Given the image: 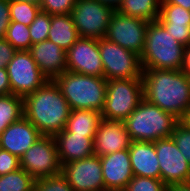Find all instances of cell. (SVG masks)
<instances>
[{
	"mask_svg": "<svg viewBox=\"0 0 190 191\" xmlns=\"http://www.w3.org/2000/svg\"><path fill=\"white\" fill-rule=\"evenodd\" d=\"M143 94L179 120L190 106V78L181 70L142 69Z\"/></svg>",
	"mask_w": 190,
	"mask_h": 191,
	"instance_id": "6da1fadb",
	"label": "cell"
},
{
	"mask_svg": "<svg viewBox=\"0 0 190 191\" xmlns=\"http://www.w3.org/2000/svg\"><path fill=\"white\" fill-rule=\"evenodd\" d=\"M71 108L54 80L23 98L24 116L42 135L54 136L65 129Z\"/></svg>",
	"mask_w": 190,
	"mask_h": 191,
	"instance_id": "7a4b0ae2",
	"label": "cell"
},
{
	"mask_svg": "<svg viewBox=\"0 0 190 191\" xmlns=\"http://www.w3.org/2000/svg\"><path fill=\"white\" fill-rule=\"evenodd\" d=\"M185 46L158 21L149 22L145 46L140 56L142 69L181 70Z\"/></svg>",
	"mask_w": 190,
	"mask_h": 191,
	"instance_id": "3957f363",
	"label": "cell"
},
{
	"mask_svg": "<svg viewBox=\"0 0 190 191\" xmlns=\"http://www.w3.org/2000/svg\"><path fill=\"white\" fill-rule=\"evenodd\" d=\"M54 81L71 110L102 111L107 91V80L104 77L65 71Z\"/></svg>",
	"mask_w": 190,
	"mask_h": 191,
	"instance_id": "277c9868",
	"label": "cell"
},
{
	"mask_svg": "<svg viewBox=\"0 0 190 191\" xmlns=\"http://www.w3.org/2000/svg\"><path fill=\"white\" fill-rule=\"evenodd\" d=\"M180 120L143 98L134 111L124 120L132 141L155 142L171 137Z\"/></svg>",
	"mask_w": 190,
	"mask_h": 191,
	"instance_id": "5b68a950",
	"label": "cell"
},
{
	"mask_svg": "<svg viewBox=\"0 0 190 191\" xmlns=\"http://www.w3.org/2000/svg\"><path fill=\"white\" fill-rule=\"evenodd\" d=\"M144 98L142 79H112L107 81L102 118L124 121Z\"/></svg>",
	"mask_w": 190,
	"mask_h": 191,
	"instance_id": "8992f818",
	"label": "cell"
},
{
	"mask_svg": "<svg viewBox=\"0 0 190 191\" xmlns=\"http://www.w3.org/2000/svg\"><path fill=\"white\" fill-rule=\"evenodd\" d=\"M99 51L103 64V77L112 79H142L140 56L111 42L99 39Z\"/></svg>",
	"mask_w": 190,
	"mask_h": 191,
	"instance_id": "52a82bcc",
	"label": "cell"
},
{
	"mask_svg": "<svg viewBox=\"0 0 190 191\" xmlns=\"http://www.w3.org/2000/svg\"><path fill=\"white\" fill-rule=\"evenodd\" d=\"M20 166L35 180L61 173V162L54 136L42 135L20 157Z\"/></svg>",
	"mask_w": 190,
	"mask_h": 191,
	"instance_id": "ba28073f",
	"label": "cell"
},
{
	"mask_svg": "<svg viewBox=\"0 0 190 191\" xmlns=\"http://www.w3.org/2000/svg\"><path fill=\"white\" fill-rule=\"evenodd\" d=\"M114 11L97 0H77L70 14L80 37L101 39Z\"/></svg>",
	"mask_w": 190,
	"mask_h": 191,
	"instance_id": "9c48e42d",
	"label": "cell"
},
{
	"mask_svg": "<svg viewBox=\"0 0 190 191\" xmlns=\"http://www.w3.org/2000/svg\"><path fill=\"white\" fill-rule=\"evenodd\" d=\"M6 69L11 94L23 98L38 90L48 80L41 73L28 50L16 51Z\"/></svg>",
	"mask_w": 190,
	"mask_h": 191,
	"instance_id": "30bf717a",
	"label": "cell"
},
{
	"mask_svg": "<svg viewBox=\"0 0 190 191\" xmlns=\"http://www.w3.org/2000/svg\"><path fill=\"white\" fill-rule=\"evenodd\" d=\"M148 26L145 20L115 10L104 38L141 56Z\"/></svg>",
	"mask_w": 190,
	"mask_h": 191,
	"instance_id": "8fae6325",
	"label": "cell"
},
{
	"mask_svg": "<svg viewBox=\"0 0 190 191\" xmlns=\"http://www.w3.org/2000/svg\"><path fill=\"white\" fill-rule=\"evenodd\" d=\"M155 150L160 166V179L167 187L190 181V165L172 137L155 141Z\"/></svg>",
	"mask_w": 190,
	"mask_h": 191,
	"instance_id": "7c38bea8",
	"label": "cell"
},
{
	"mask_svg": "<svg viewBox=\"0 0 190 191\" xmlns=\"http://www.w3.org/2000/svg\"><path fill=\"white\" fill-rule=\"evenodd\" d=\"M61 174L74 191H107L100 156L96 154L62 165Z\"/></svg>",
	"mask_w": 190,
	"mask_h": 191,
	"instance_id": "4fadbf2b",
	"label": "cell"
},
{
	"mask_svg": "<svg viewBox=\"0 0 190 191\" xmlns=\"http://www.w3.org/2000/svg\"><path fill=\"white\" fill-rule=\"evenodd\" d=\"M67 71L103 77L99 39L79 37L66 51Z\"/></svg>",
	"mask_w": 190,
	"mask_h": 191,
	"instance_id": "5bb4252c",
	"label": "cell"
},
{
	"mask_svg": "<svg viewBox=\"0 0 190 191\" xmlns=\"http://www.w3.org/2000/svg\"><path fill=\"white\" fill-rule=\"evenodd\" d=\"M94 154L103 156L129 149L131 138L124 121L102 118L94 136Z\"/></svg>",
	"mask_w": 190,
	"mask_h": 191,
	"instance_id": "9a60e30c",
	"label": "cell"
},
{
	"mask_svg": "<svg viewBox=\"0 0 190 191\" xmlns=\"http://www.w3.org/2000/svg\"><path fill=\"white\" fill-rule=\"evenodd\" d=\"M100 162L107 191H123L134 177L128 149L100 156Z\"/></svg>",
	"mask_w": 190,
	"mask_h": 191,
	"instance_id": "2e32d148",
	"label": "cell"
},
{
	"mask_svg": "<svg viewBox=\"0 0 190 191\" xmlns=\"http://www.w3.org/2000/svg\"><path fill=\"white\" fill-rule=\"evenodd\" d=\"M42 134L25 117L10 124L0 135V148L21 157Z\"/></svg>",
	"mask_w": 190,
	"mask_h": 191,
	"instance_id": "e0dca14e",
	"label": "cell"
},
{
	"mask_svg": "<svg viewBox=\"0 0 190 191\" xmlns=\"http://www.w3.org/2000/svg\"><path fill=\"white\" fill-rule=\"evenodd\" d=\"M41 73L54 80L67 71L66 51L50 40L32 44L28 50Z\"/></svg>",
	"mask_w": 190,
	"mask_h": 191,
	"instance_id": "ac0fdd59",
	"label": "cell"
},
{
	"mask_svg": "<svg viewBox=\"0 0 190 191\" xmlns=\"http://www.w3.org/2000/svg\"><path fill=\"white\" fill-rule=\"evenodd\" d=\"M61 165L94 155V136L61 132L54 135Z\"/></svg>",
	"mask_w": 190,
	"mask_h": 191,
	"instance_id": "d6986e66",
	"label": "cell"
},
{
	"mask_svg": "<svg viewBox=\"0 0 190 191\" xmlns=\"http://www.w3.org/2000/svg\"><path fill=\"white\" fill-rule=\"evenodd\" d=\"M128 150L134 176L160 179L155 142L132 141Z\"/></svg>",
	"mask_w": 190,
	"mask_h": 191,
	"instance_id": "ffe728a7",
	"label": "cell"
},
{
	"mask_svg": "<svg viewBox=\"0 0 190 191\" xmlns=\"http://www.w3.org/2000/svg\"><path fill=\"white\" fill-rule=\"evenodd\" d=\"M183 46L190 45V11L174 4H161L157 19Z\"/></svg>",
	"mask_w": 190,
	"mask_h": 191,
	"instance_id": "44dd1931",
	"label": "cell"
},
{
	"mask_svg": "<svg viewBox=\"0 0 190 191\" xmlns=\"http://www.w3.org/2000/svg\"><path fill=\"white\" fill-rule=\"evenodd\" d=\"M79 37L71 14L51 15L48 40L67 51Z\"/></svg>",
	"mask_w": 190,
	"mask_h": 191,
	"instance_id": "7402d4cb",
	"label": "cell"
},
{
	"mask_svg": "<svg viewBox=\"0 0 190 191\" xmlns=\"http://www.w3.org/2000/svg\"><path fill=\"white\" fill-rule=\"evenodd\" d=\"M101 119L99 111L71 110L64 130L84 136H95Z\"/></svg>",
	"mask_w": 190,
	"mask_h": 191,
	"instance_id": "603a6c76",
	"label": "cell"
},
{
	"mask_svg": "<svg viewBox=\"0 0 190 191\" xmlns=\"http://www.w3.org/2000/svg\"><path fill=\"white\" fill-rule=\"evenodd\" d=\"M160 7L161 0H123L117 11L151 22L158 19Z\"/></svg>",
	"mask_w": 190,
	"mask_h": 191,
	"instance_id": "cb8c5ba5",
	"label": "cell"
},
{
	"mask_svg": "<svg viewBox=\"0 0 190 191\" xmlns=\"http://www.w3.org/2000/svg\"><path fill=\"white\" fill-rule=\"evenodd\" d=\"M22 116H24L23 97L14 94L0 96V135Z\"/></svg>",
	"mask_w": 190,
	"mask_h": 191,
	"instance_id": "d4e9b609",
	"label": "cell"
},
{
	"mask_svg": "<svg viewBox=\"0 0 190 191\" xmlns=\"http://www.w3.org/2000/svg\"><path fill=\"white\" fill-rule=\"evenodd\" d=\"M35 179L24 169L0 176V191H34Z\"/></svg>",
	"mask_w": 190,
	"mask_h": 191,
	"instance_id": "484cf974",
	"label": "cell"
},
{
	"mask_svg": "<svg viewBox=\"0 0 190 191\" xmlns=\"http://www.w3.org/2000/svg\"><path fill=\"white\" fill-rule=\"evenodd\" d=\"M5 39L17 50H29L32 45L29 26L10 22L6 27Z\"/></svg>",
	"mask_w": 190,
	"mask_h": 191,
	"instance_id": "4316f807",
	"label": "cell"
},
{
	"mask_svg": "<svg viewBox=\"0 0 190 191\" xmlns=\"http://www.w3.org/2000/svg\"><path fill=\"white\" fill-rule=\"evenodd\" d=\"M11 22L29 26L41 11L39 3L9 1Z\"/></svg>",
	"mask_w": 190,
	"mask_h": 191,
	"instance_id": "83f0119b",
	"label": "cell"
},
{
	"mask_svg": "<svg viewBox=\"0 0 190 191\" xmlns=\"http://www.w3.org/2000/svg\"><path fill=\"white\" fill-rule=\"evenodd\" d=\"M51 24V15L40 11L35 20L29 25L32 44L48 39V32Z\"/></svg>",
	"mask_w": 190,
	"mask_h": 191,
	"instance_id": "f1b7e54d",
	"label": "cell"
},
{
	"mask_svg": "<svg viewBox=\"0 0 190 191\" xmlns=\"http://www.w3.org/2000/svg\"><path fill=\"white\" fill-rule=\"evenodd\" d=\"M123 191H167V186L161 179L134 176Z\"/></svg>",
	"mask_w": 190,
	"mask_h": 191,
	"instance_id": "f546056e",
	"label": "cell"
},
{
	"mask_svg": "<svg viewBox=\"0 0 190 191\" xmlns=\"http://www.w3.org/2000/svg\"><path fill=\"white\" fill-rule=\"evenodd\" d=\"M34 191H74L61 174L35 180Z\"/></svg>",
	"mask_w": 190,
	"mask_h": 191,
	"instance_id": "4dcf8cb0",
	"label": "cell"
},
{
	"mask_svg": "<svg viewBox=\"0 0 190 191\" xmlns=\"http://www.w3.org/2000/svg\"><path fill=\"white\" fill-rule=\"evenodd\" d=\"M171 137L190 165V129L179 122Z\"/></svg>",
	"mask_w": 190,
	"mask_h": 191,
	"instance_id": "1f68e13d",
	"label": "cell"
},
{
	"mask_svg": "<svg viewBox=\"0 0 190 191\" xmlns=\"http://www.w3.org/2000/svg\"><path fill=\"white\" fill-rule=\"evenodd\" d=\"M77 0H40L41 11L50 15L70 14Z\"/></svg>",
	"mask_w": 190,
	"mask_h": 191,
	"instance_id": "d6a6232c",
	"label": "cell"
},
{
	"mask_svg": "<svg viewBox=\"0 0 190 191\" xmlns=\"http://www.w3.org/2000/svg\"><path fill=\"white\" fill-rule=\"evenodd\" d=\"M20 168V158L0 148V176Z\"/></svg>",
	"mask_w": 190,
	"mask_h": 191,
	"instance_id": "836d02e7",
	"label": "cell"
},
{
	"mask_svg": "<svg viewBox=\"0 0 190 191\" xmlns=\"http://www.w3.org/2000/svg\"><path fill=\"white\" fill-rule=\"evenodd\" d=\"M17 50L4 38L0 40V68H6Z\"/></svg>",
	"mask_w": 190,
	"mask_h": 191,
	"instance_id": "e575fe53",
	"label": "cell"
},
{
	"mask_svg": "<svg viewBox=\"0 0 190 191\" xmlns=\"http://www.w3.org/2000/svg\"><path fill=\"white\" fill-rule=\"evenodd\" d=\"M10 22L9 0H0V23L6 28Z\"/></svg>",
	"mask_w": 190,
	"mask_h": 191,
	"instance_id": "d590c367",
	"label": "cell"
},
{
	"mask_svg": "<svg viewBox=\"0 0 190 191\" xmlns=\"http://www.w3.org/2000/svg\"><path fill=\"white\" fill-rule=\"evenodd\" d=\"M11 94V87L6 68H0V96Z\"/></svg>",
	"mask_w": 190,
	"mask_h": 191,
	"instance_id": "8d00e7d4",
	"label": "cell"
},
{
	"mask_svg": "<svg viewBox=\"0 0 190 191\" xmlns=\"http://www.w3.org/2000/svg\"><path fill=\"white\" fill-rule=\"evenodd\" d=\"M181 71L190 78V45L185 47L183 66L181 68Z\"/></svg>",
	"mask_w": 190,
	"mask_h": 191,
	"instance_id": "74e56055",
	"label": "cell"
},
{
	"mask_svg": "<svg viewBox=\"0 0 190 191\" xmlns=\"http://www.w3.org/2000/svg\"><path fill=\"white\" fill-rule=\"evenodd\" d=\"M161 4L180 5L181 7L190 11V0H161Z\"/></svg>",
	"mask_w": 190,
	"mask_h": 191,
	"instance_id": "f35d334b",
	"label": "cell"
},
{
	"mask_svg": "<svg viewBox=\"0 0 190 191\" xmlns=\"http://www.w3.org/2000/svg\"><path fill=\"white\" fill-rule=\"evenodd\" d=\"M167 191H190V181L168 186Z\"/></svg>",
	"mask_w": 190,
	"mask_h": 191,
	"instance_id": "ab89813d",
	"label": "cell"
},
{
	"mask_svg": "<svg viewBox=\"0 0 190 191\" xmlns=\"http://www.w3.org/2000/svg\"><path fill=\"white\" fill-rule=\"evenodd\" d=\"M97 1L112 7L114 10H117L123 0H97Z\"/></svg>",
	"mask_w": 190,
	"mask_h": 191,
	"instance_id": "60d3db41",
	"label": "cell"
},
{
	"mask_svg": "<svg viewBox=\"0 0 190 191\" xmlns=\"http://www.w3.org/2000/svg\"><path fill=\"white\" fill-rule=\"evenodd\" d=\"M180 123H182L185 127L190 129V106L187 108L184 115L181 117Z\"/></svg>",
	"mask_w": 190,
	"mask_h": 191,
	"instance_id": "b9f144b4",
	"label": "cell"
},
{
	"mask_svg": "<svg viewBox=\"0 0 190 191\" xmlns=\"http://www.w3.org/2000/svg\"><path fill=\"white\" fill-rule=\"evenodd\" d=\"M6 28L0 23V40L5 38Z\"/></svg>",
	"mask_w": 190,
	"mask_h": 191,
	"instance_id": "7bdbcfd3",
	"label": "cell"
},
{
	"mask_svg": "<svg viewBox=\"0 0 190 191\" xmlns=\"http://www.w3.org/2000/svg\"><path fill=\"white\" fill-rule=\"evenodd\" d=\"M9 1L30 2V3H39L40 2V0H9Z\"/></svg>",
	"mask_w": 190,
	"mask_h": 191,
	"instance_id": "ee69618b",
	"label": "cell"
}]
</instances>
